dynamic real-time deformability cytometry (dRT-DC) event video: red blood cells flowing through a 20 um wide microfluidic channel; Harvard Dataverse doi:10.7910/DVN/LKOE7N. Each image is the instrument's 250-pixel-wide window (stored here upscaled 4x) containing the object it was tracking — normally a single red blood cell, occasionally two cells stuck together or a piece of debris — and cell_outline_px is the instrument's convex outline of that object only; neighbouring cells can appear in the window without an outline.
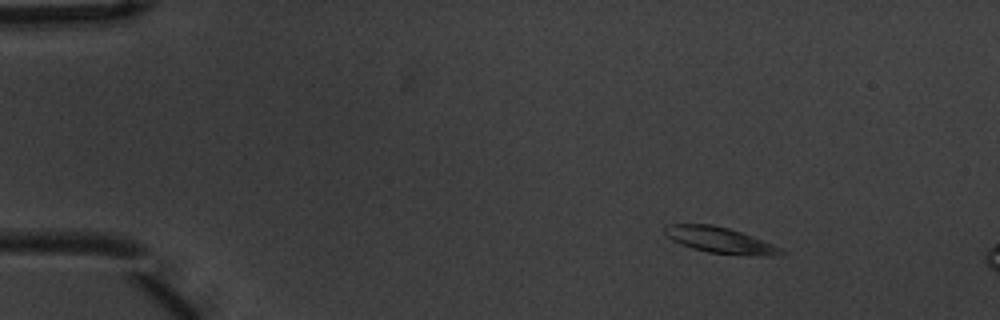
{"species": "common noctule bat (a hibernating species)", "species_latin": "Nyctalus noctula", "temperature_condition": "warm", "stored_images_in_passage": 3, "camera_frame_rate_fps": 3000, "um_per_image_px": 0.085, "animal": {"sex": "male", "body_mass_g": 20.1, "forearm_length_mm": 53.5}, "frame": {"image": 1, "passage_image": 1, "time_ms": 0.0, "image_size_px": [1000, 320], "cell_outline_px": [[784, 252], [768, 256], [756, 256], [708, 252], [692, 248], [680, 244], [672, 240], [664, 232], [664, 224], [712, 224], [728, 228], [752, 236], [772, 244], [780, 248]], "centroid_in_image_um": [61.14, 20.4], "position_along_channel_um": 23.9, "area_um2": 17.34}}